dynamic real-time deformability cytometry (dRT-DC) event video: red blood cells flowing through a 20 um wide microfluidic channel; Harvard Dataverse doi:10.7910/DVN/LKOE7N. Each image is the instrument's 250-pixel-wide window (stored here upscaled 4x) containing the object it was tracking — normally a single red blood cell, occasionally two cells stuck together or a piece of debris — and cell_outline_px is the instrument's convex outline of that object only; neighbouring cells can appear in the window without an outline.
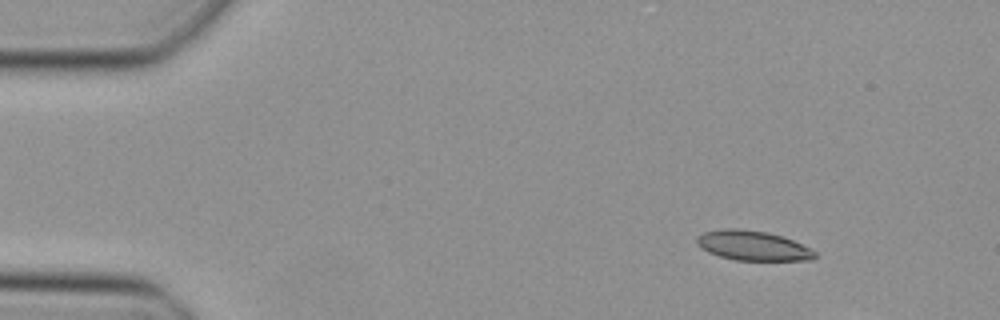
{"species": "Egyptian fruit bat (a non-hibernating species)", "species_latin": "Rousettus aegyptiacus", "temperature_condition": "cold", "stored_images_in_passage": 9, "camera_frame_rate_fps": 3000, "um_per_image_px": 0.085, "animal": {"sex": "female"}, "frame": {"image": 1, "passage_image": 1, "time_ms": 0.0, "image_size_px": [1000, 320], "cell_outline_px": [[816, 256], [812, 260], [736, 260], [720, 256], [708, 252], [696, 240], [696, 236], [704, 232], [724, 228], [736, 228], [768, 232], [784, 236], [812, 248], [816, 252]], "centroid_in_image_um": [64.05, 20.87], "position_along_channel_um": 21.0, "area_um2": 20.46}}